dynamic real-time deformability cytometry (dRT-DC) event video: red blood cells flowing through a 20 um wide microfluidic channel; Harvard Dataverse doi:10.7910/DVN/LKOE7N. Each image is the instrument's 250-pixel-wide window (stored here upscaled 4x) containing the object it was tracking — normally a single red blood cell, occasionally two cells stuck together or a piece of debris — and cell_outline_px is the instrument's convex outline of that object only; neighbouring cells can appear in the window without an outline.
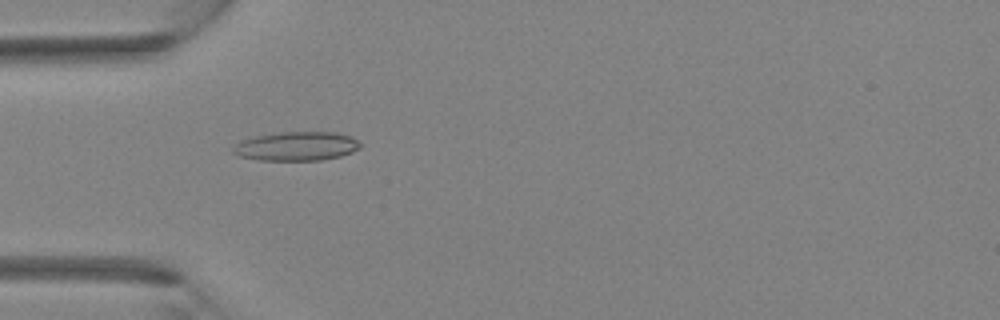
{"species": "Egyptian fruit bat (a non-hibernating species)", "species_latin": "Rousettus aegyptiacus", "temperature_condition": "room temperature", "stored_images_in_passage": 41, "camera_frame_rate_fps": 3000, "um_per_image_px": 0.085, "animal": {"sex": "female"}, "frame": {"image": 1, "passage_image": 13, "time_ms": 4.0, "image_size_px": [1000, 320], "cell_outline_px": [[364, 144], [360, 148], [352, 152], [340, 156], [320, 160], [260, 160], [240, 156], [232, 152], [232, 148], [240, 140], [256, 136], [280, 132], [336, 132], [348, 136]], "centroid_in_image_um": [25.21, 12.42], "position_along_channel_um": 59.8, "area_um2": 21.44}}
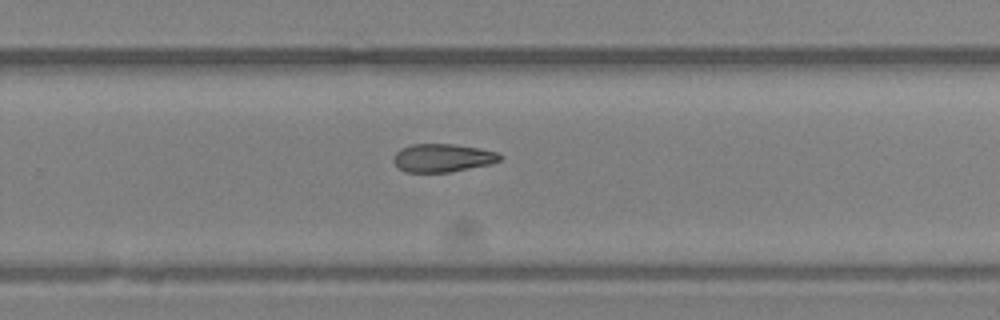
{"frame": {"image": 2, "passage_image": 27, "time_ms": 8.667, "image_size_px": [1000, 320], "cell_outline_px": [[500, 160], [492, 164], [448, 172], [404, 172], [392, 160], [396, 152], [400, 148], [412, 144], [452, 144], [480, 148], [496, 152], [500, 156]], "centroid_in_image_um": [37.6, 13.42], "position_along_channel_um": 292.2, "area_um2": 17.4}}
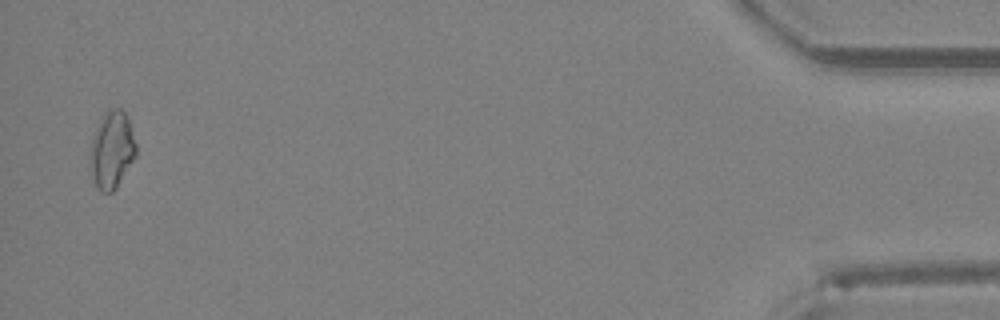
{"frame": {"image": 3, "passage_image": 40, "time_ms": 13.0, "image_size_px": [1000, 320], "cell_outline_px": [[136, 156], [116, 188], [112, 192], [100, 192], [92, 176], [92, 136], [100, 120], [112, 108], [120, 108], [124, 112], [128, 120], [136, 144]], "centroid_in_image_um": [9.54, 12.76], "position_along_channel_um": 425.7, "area_um2": 19.94}}